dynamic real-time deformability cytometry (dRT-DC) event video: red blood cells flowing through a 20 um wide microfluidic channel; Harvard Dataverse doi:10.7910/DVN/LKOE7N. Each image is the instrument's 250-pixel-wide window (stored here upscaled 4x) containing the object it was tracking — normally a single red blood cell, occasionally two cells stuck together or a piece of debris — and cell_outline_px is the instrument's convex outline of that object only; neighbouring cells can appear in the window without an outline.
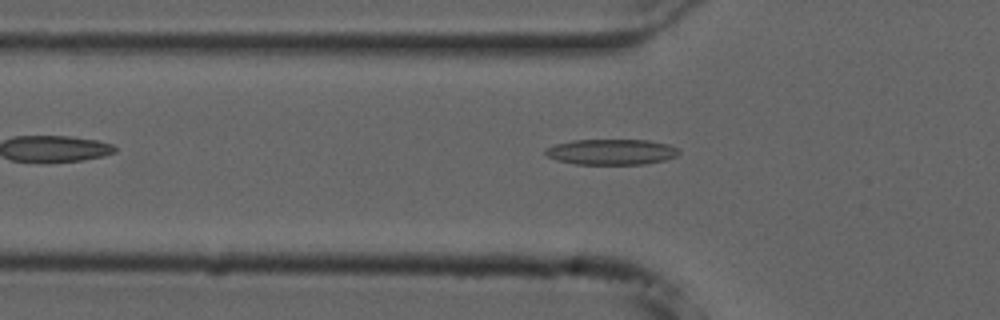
{"species": "common noctule bat (a hibernating species)", "species_latin": "Nyctalus noctula", "temperature_condition": "cold", "stored_images_in_passage": 39, "camera_frame_rate_fps": 3000, "um_per_image_px": 0.085, "animal": {"sex": "male", "forearm_length_mm": 52.5}, "frame": {"image": 1, "passage_image": 2, "time_ms": 0.333, "image_size_px": [1000, 320], "cell_outline_px": [[680, 152], [676, 156], [664, 160], [644, 164], [576, 164], [556, 160], [548, 156], [544, 152], [544, 148], [556, 144], [572, 140], [648, 140], [668, 144], [680, 148]], "centroid_in_image_um": [51.97, 12.91], "position_along_channel_um": 73.8, "area_um2": 20.0}}
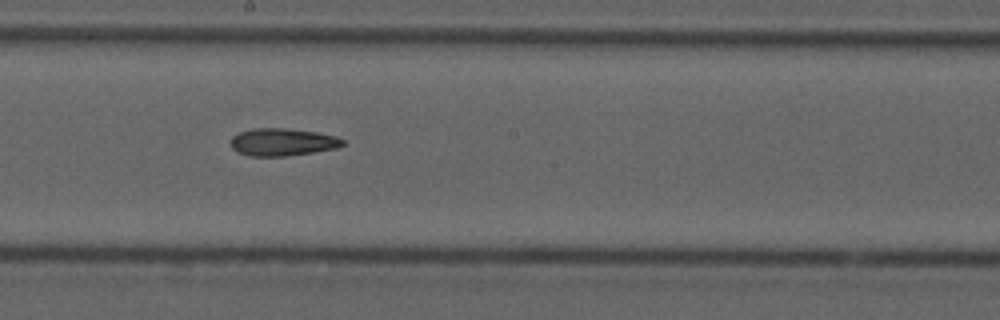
{"frame": {"image": 2, "passage_image": 14, "time_ms": 4.333, "image_size_px": [1000, 320], "cell_outline_px": [[344, 144], [336, 148], [288, 156], [252, 156], [236, 152], [232, 148], [232, 136], [240, 132], [252, 128], [288, 128], [316, 132], [336, 136], [344, 140]], "centroid_in_image_um": [24.0, 12.07], "position_along_channel_um": 224.2, "area_um2": 17.92}}
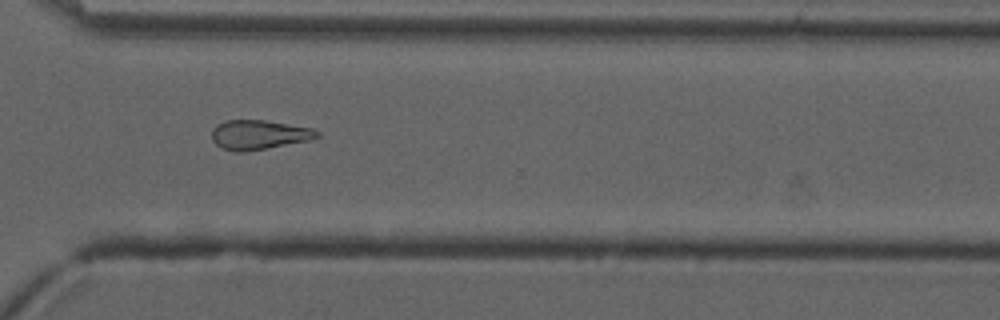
{"frame": {"image": 3, "passage_image": 24, "time_ms": 7.667, "image_size_px": [1000, 320], "cell_outline_px": [[320, 136], [312, 140], [244, 152], [236, 152], [220, 148], [212, 140], [212, 128], [216, 124], [224, 120], [264, 120], [312, 128], [320, 132]], "centroid_in_image_um": [21.99, 11.45], "position_along_channel_um": 348.6, "area_um2": 18.26}}